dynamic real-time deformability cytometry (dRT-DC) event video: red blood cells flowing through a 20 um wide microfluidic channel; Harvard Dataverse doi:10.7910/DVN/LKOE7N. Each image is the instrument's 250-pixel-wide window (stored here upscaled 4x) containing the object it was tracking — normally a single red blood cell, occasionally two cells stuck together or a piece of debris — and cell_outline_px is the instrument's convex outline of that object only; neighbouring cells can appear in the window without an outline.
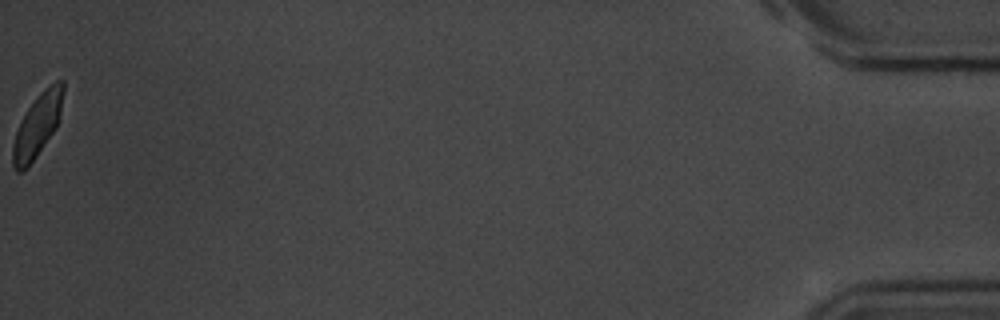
{"species": "common noctule bat (a hibernating species)", "species_latin": "Nyctalus noctula", "temperature_condition": "room temperature", "stored_images_in_passage": 15, "camera_frame_rate_fps": 3000, "um_per_image_px": 0.085, "animal": {"sex": "male", "body_mass_g": 20.1, "forearm_length_mm": 53.5}, "frame": {"image": 1, "passage_image": 15, "time_ms": 16.667, "image_size_px": [1000, 320], "cell_outline_px": [[64, 88], [60, 116], [56, 128], [28, 168], [24, 172], [16, 172], [12, 164], [12, 144], [16, 132], [28, 108], [40, 92], [44, 88], [56, 80], [64, 80]], "centroid_in_image_um": [3.18, 10.68], "position_along_channel_um": 432.0, "area_um2": 18.55}, "authors_computed_cell_mechanics": {"area_um2": 18.1492, "velocity_mm_per_s": 3.58, "shape_relaxation_time_tau1_ms": 3.7549, "shape_relaxation_time_tau2_ms": null, "deformation_change_tau1": 0.1306, "deformation_change_tau2": null}}